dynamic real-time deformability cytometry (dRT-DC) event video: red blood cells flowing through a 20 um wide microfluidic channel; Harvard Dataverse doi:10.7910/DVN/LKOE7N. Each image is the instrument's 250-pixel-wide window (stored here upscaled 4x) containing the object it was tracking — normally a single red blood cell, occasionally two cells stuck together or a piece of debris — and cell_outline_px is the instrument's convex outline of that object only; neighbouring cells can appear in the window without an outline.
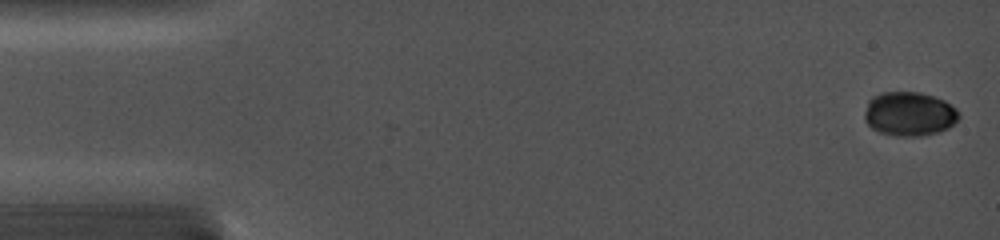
{"species": "common noctule bat (a hibernating species)", "species_latin": "Nyctalus noctula", "temperature_condition": "cold", "stored_images_in_passage": 28, "camera_frame_rate_fps": 5000, "um_per_image_px": 0.085, "animal": {"sex": "female", "body_mass_g": 19.0, "forearm_length_mm": 56.7}, "frame": {"image": 1, "passage_image": 1, "time_ms": 0.0, "image_size_px": [1000, 240], "cell_outline_px": [[960, 116], [948, 128], [936, 132], [920, 136], [896, 136], [880, 132], [872, 128], [864, 120], [864, 112], [868, 100], [872, 96], [880, 92], [920, 92], [944, 100], [956, 108]], "centroid_in_image_um": [77.25, 9.67], "position_along_channel_um": 7.7, "area_um2": 24.28}}
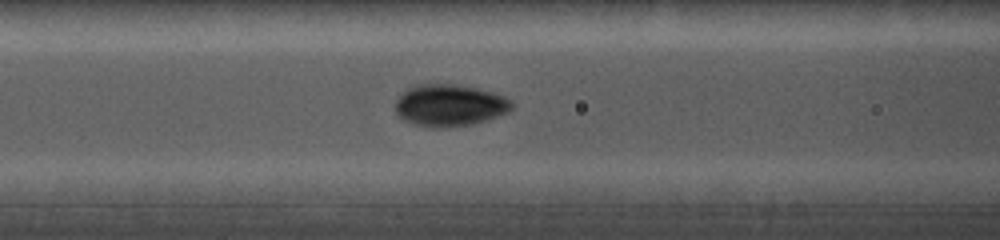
{"frame": {"image": 2, "passage_image": 16, "time_ms": 6.4, "image_size_px": [1000, 240], "cell_outline_px": [[512, 108], [508, 112], [488, 120], [468, 124], [436, 128], [428, 128], [412, 124], [396, 116], [396, 100], [408, 88], [416, 84], [452, 84], [476, 88], [492, 92], [504, 96], [512, 100]], "centroid_in_image_um": [38.19, 8.96], "position_along_channel_um": 128.4, "area_um2": 28.44}}
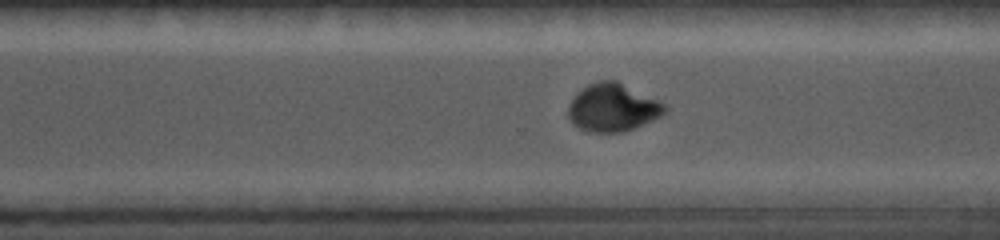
{"frame": {"image": 3, "passage_image": 27, "time_ms": 11.2, "image_size_px": [1000, 240], "cell_outline_px": [[668, 108], [660, 116], [652, 120], [624, 132], [588, 132], [572, 124], [568, 116], [568, 104], [580, 88], [588, 84], [600, 80], [616, 80], [664, 104]], "centroid_in_image_um": [52.02, 9.15], "position_along_channel_um": 318.6, "area_um2": 26.76}}